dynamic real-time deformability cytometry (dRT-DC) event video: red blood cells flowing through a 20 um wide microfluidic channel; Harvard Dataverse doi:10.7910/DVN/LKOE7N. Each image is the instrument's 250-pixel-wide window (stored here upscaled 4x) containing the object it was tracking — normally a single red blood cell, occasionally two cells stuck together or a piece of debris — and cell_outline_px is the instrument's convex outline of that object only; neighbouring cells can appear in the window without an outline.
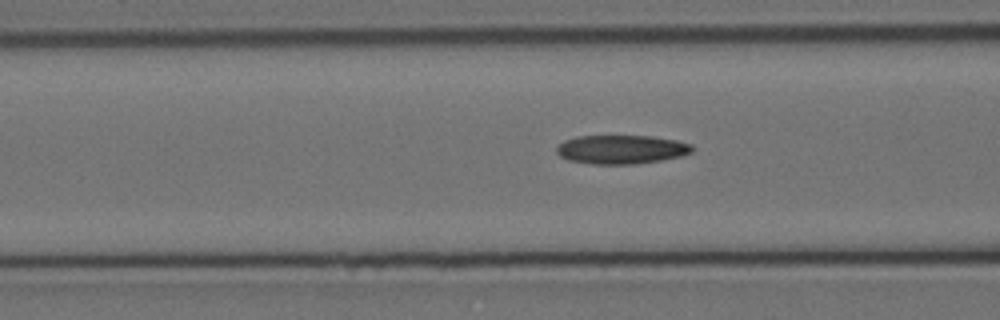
{"species": "Egyptian fruit bat (a non-hibernating species)", "species_latin": "Rousettus aegyptiacus", "temperature_condition": "cold", "stored_images_in_passage": 16, "camera_frame_rate_fps": 3000, "um_per_image_px": 0.085, "animal": {"sex": "female"}, "frame": {"image": 1, "passage_image": 7, "time_ms": 2.0, "image_size_px": [1000, 320], "cell_outline_px": [[696, 148], [692, 152], [680, 156], [660, 160], [636, 164], [592, 164], [568, 160], [560, 156], [556, 152], [556, 144], [564, 140], [576, 136], [652, 136], [676, 140], [692, 144]], "centroid_in_image_um": [52.8, 12.7], "position_along_channel_um": 113.8, "area_um2": 23.0}}
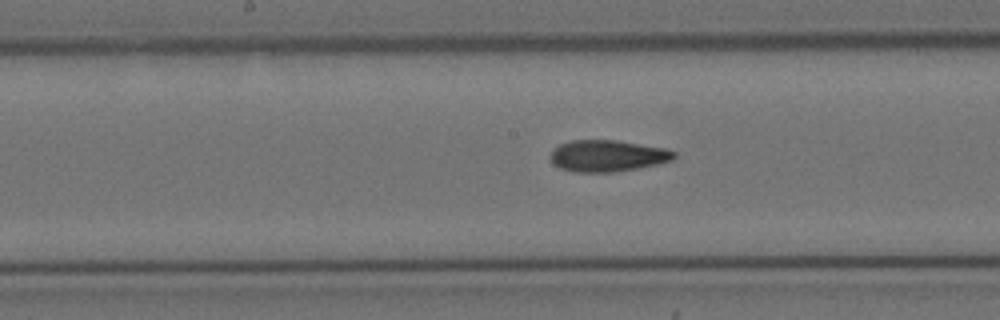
{"frame": {"image": 2, "passage_image": 14, "time_ms": 4.333, "image_size_px": [1000, 320], "cell_outline_px": [[676, 156], [672, 160], [656, 164], [636, 168], [612, 172], [576, 172], [560, 168], [552, 164], [548, 156], [552, 148], [560, 144], [572, 140], [616, 140], [664, 148], [676, 152]], "centroid_in_image_um": [51.57, 13.24], "position_along_channel_um": 196.6, "area_um2": 22.77}}